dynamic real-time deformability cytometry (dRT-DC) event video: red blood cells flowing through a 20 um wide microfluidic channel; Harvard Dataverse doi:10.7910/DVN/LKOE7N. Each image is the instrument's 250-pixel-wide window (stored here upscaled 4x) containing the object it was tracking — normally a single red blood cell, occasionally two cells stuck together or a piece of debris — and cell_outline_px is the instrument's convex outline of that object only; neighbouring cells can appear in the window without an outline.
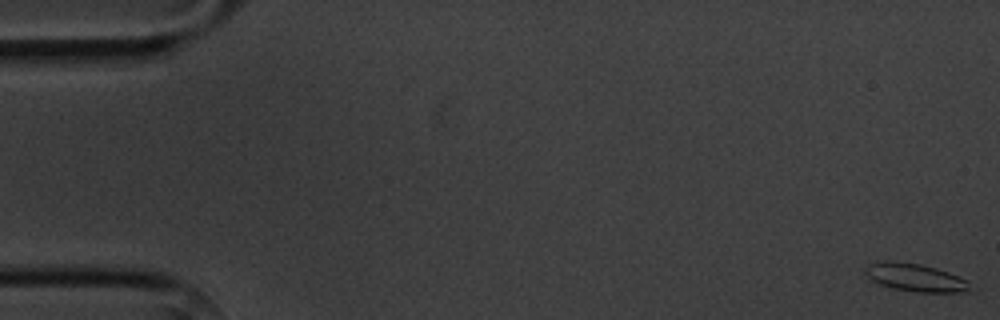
{"species": "common noctule bat (a hibernating species)", "species_latin": "Nyctalus noctula", "temperature_condition": "cold", "stored_images_in_passage": 6, "segment_of_instrument_passage": [1, 2], "camera_frame_rate_fps": 3000, "um_per_image_px": 0.085, "animal": {"sex": "male", "body_mass_g": 20.1, "forearm_length_mm": 53.5}, "frame": {"image": 1, "passage_image": 1, "time_ms": 0.0, "image_size_px": [1000, 320], "cell_outline_px": [[968, 288], [964, 292], [916, 292], [896, 288], [880, 284], [872, 280], [864, 272], [864, 268], [868, 264], [884, 260], [892, 260], [920, 264], [936, 268], [948, 272], [968, 280]], "centroid_in_image_um": [77.75, 23.56], "position_along_channel_um": 7.2, "area_um2": 16.82}}